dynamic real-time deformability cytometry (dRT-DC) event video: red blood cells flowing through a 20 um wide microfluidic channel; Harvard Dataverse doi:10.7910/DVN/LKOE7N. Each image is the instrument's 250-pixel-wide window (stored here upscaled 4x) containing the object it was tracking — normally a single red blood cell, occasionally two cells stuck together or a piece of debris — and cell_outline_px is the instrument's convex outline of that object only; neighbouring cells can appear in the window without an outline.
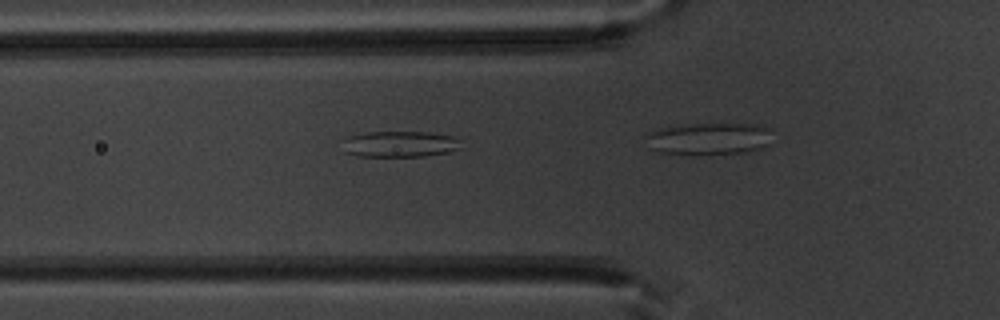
{"species": "common noctule bat (a hibernating species)", "species_latin": "Nyctalus noctula", "temperature_condition": "warm", "stored_images_in_passage": 6, "camera_frame_rate_fps": 3000, "um_per_image_px": 0.085, "animal": {"sex": "male", "body_mass_g": 20.1, "forearm_length_mm": 53.5}, "frame": {"image": 1, "passage_image": 2, "time_ms": 0.333, "image_size_px": [1000, 320], "cell_outline_px": [[444, 152], [416, 156], [368, 156], [356, 136], [376, 132], [416, 132], [444, 136]], "centroid_in_image_um": [34.11, 12.23], "position_along_channel_um": 91.7, "area_um2": 13.29}}